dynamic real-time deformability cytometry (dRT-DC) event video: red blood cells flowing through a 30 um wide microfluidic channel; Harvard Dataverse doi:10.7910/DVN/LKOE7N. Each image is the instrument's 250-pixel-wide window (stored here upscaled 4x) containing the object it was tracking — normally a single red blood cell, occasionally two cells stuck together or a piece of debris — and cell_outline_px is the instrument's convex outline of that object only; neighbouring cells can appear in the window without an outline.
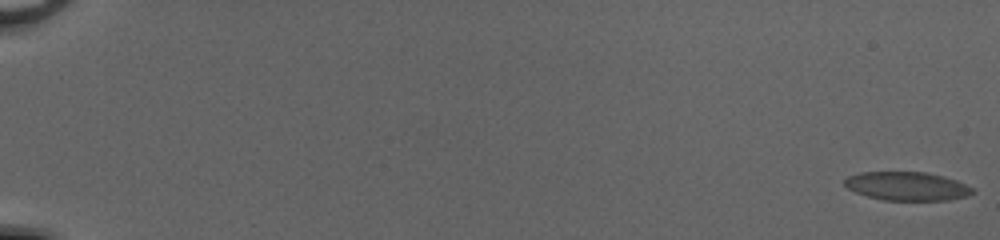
{"species": "common noctule bat (a hibernating species)", "species_latin": "Nyctalus noctula", "temperature_condition": "cold", "stored_images_in_passage": 55, "camera_frame_rate_fps": 3000, "um_per_image_px": 0.085, "animal": {"sex": "female", "body_mass_g": 20.0, "forearm_length_mm": 54.0}, "frame": {"image": 1, "passage_image": 1, "time_ms": 0.0, "image_size_px": [1000, 240], "cell_outline_px": [[972, 192], [964, 196], [948, 200], [884, 200], [868, 196], [856, 192], [848, 188], [844, 184], [844, 180], [848, 176], [860, 172], [924, 172], [944, 176], [956, 180], [972, 188]], "centroid_in_image_um": [77.05, 15.81], "position_along_channel_um": 7.9, "area_um2": 21.04}}
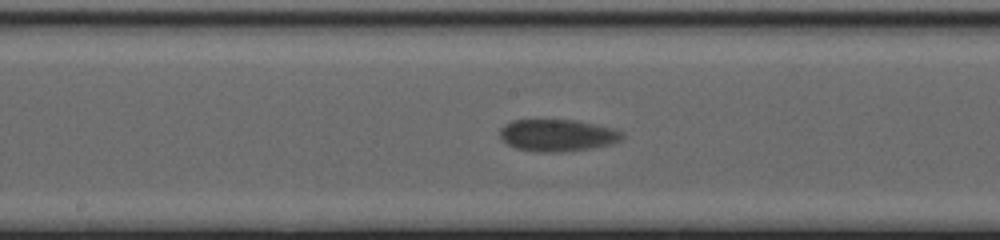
{"frame": {"image": 2, "passage_image": 32, "time_ms": 10.333, "image_size_px": [1000, 240], "cell_outline_px": [[624, 136], [620, 140], [612, 144], [564, 152], [540, 152], [516, 148], [508, 144], [500, 136], [500, 128], [504, 124], [512, 120], [576, 120], [616, 128], [624, 132]], "centroid_in_image_um": [47.42, 11.49], "position_along_channel_um": 200.8, "area_um2": 22.89}}
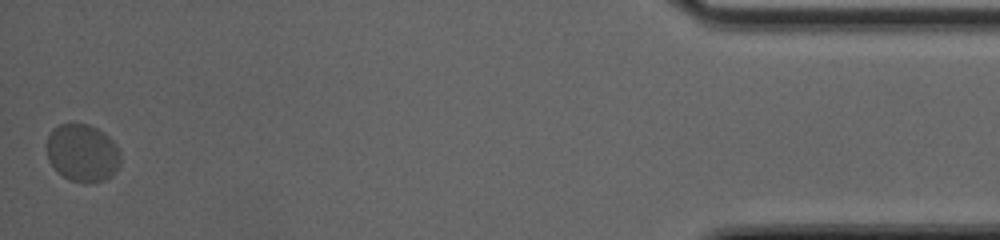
{"frame": {"image": 3, "passage_image": 55, "time_ms": 18.0, "image_size_px": [1000, 240], "cell_outline_px": [[120, 164], [104, 180], [88, 184], [84, 184], [72, 180], [64, 176], [48, 160], [48, 136], [52, 128], [60, 124], [88, 124], [104, 132], [116, 144], [120, 152]], "centroid_in_image_um": [7.02, 12.98], "position_along_channel_um": 428.2, "area_um2": 24.51}}